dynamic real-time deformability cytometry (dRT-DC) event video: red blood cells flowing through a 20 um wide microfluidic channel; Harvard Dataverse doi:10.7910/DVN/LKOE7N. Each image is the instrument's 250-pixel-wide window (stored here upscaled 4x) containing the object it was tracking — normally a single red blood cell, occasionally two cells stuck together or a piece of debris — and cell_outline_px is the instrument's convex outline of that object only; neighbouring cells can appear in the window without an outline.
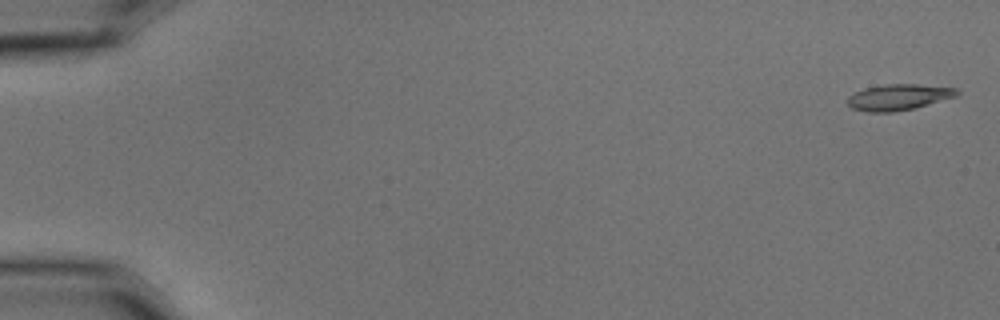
{"species": "common noctule bat (a hibernating species)", "species_latin": "Nyctalus noctula", "temperature_condition": "cold", "stored_images_in_passage": 4, "camera_frame_rate_fps": 3000, "um_per_image_px": 0.085, "animal": {"sex": "male", "body_mass_g": 15.6}, "frame": {"image": 1, "passage_image": 1, "time_ms": 0.0, "image_size_px": [1000, 320], "cell_outline_px": [[960, 92], [956, 96], [916, 108], [892, 112], [868, 112], [852, 108], [848, 104], [848, 96], [864, 88], [884, 84], [916, 84], [956, 88]], "centroid_in_image_um": [76.38, 8.26], "position_along_channel_um": 8.6, "area_um2": 16.53}}